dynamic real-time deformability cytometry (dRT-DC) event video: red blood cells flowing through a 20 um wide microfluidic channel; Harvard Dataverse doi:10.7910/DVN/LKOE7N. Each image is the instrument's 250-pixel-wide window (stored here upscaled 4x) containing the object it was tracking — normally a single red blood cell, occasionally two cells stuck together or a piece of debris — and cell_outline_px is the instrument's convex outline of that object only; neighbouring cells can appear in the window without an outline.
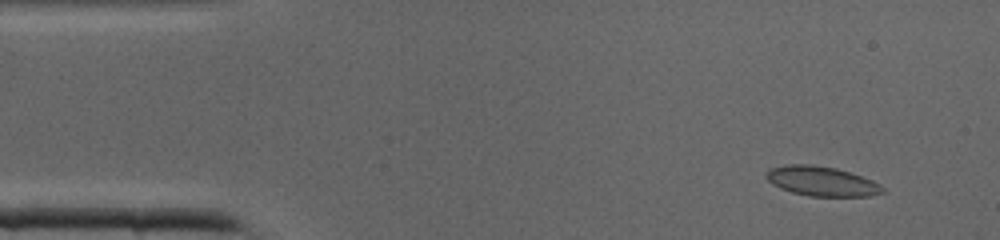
{"species": "common noctule bat (a hibernating species)", "species_latin": "Nyctalus noctula", "temperature_condition": "cold", "stored_images_in_passage": 12, "camera_frame_rate_fps": 3000, "um_per_image_px": 0.085, "animal": {"sex": "male", "body_mass_g": 19.0, "forearm_length_mm": 50.8}, "frame": {"image": 1, "passage_image": 3, "time_ms": 0.667, "image_size_px": [1000, 240], "cell_outline_px": [[884, 192], [868, 196], [808, 196], [792, 192], [780, 188], [772, 184], [764, 176], [768, 168], [788, 164], [812, 164], [836, 168], [872, 180], [880, 184], [884, 188]], "centroid_in_image_um": [69.79, 15.39], "position_along_channel_um": 15.2, "area_um2": 20.11}}
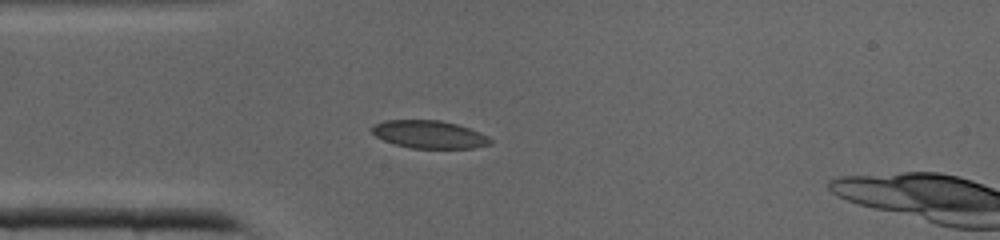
{"frame": {"image": 2, "passage_image": 10, "time_ms": 3.0, "image_size_px": [1000, 240], "cell_outline_px": [[492, 144], [472, 148], [412, 148], [396, 144], [384, 140], [376, 136], [372, 132], [372, 124], [384, 120], [440, 120], [456, 124], [480, 132], [488, 136], [492, 140]], "centroid_in_image_um": [36.49, 11.42], "position_along_channel_um": 48.5, "area_um2": 19.13}}